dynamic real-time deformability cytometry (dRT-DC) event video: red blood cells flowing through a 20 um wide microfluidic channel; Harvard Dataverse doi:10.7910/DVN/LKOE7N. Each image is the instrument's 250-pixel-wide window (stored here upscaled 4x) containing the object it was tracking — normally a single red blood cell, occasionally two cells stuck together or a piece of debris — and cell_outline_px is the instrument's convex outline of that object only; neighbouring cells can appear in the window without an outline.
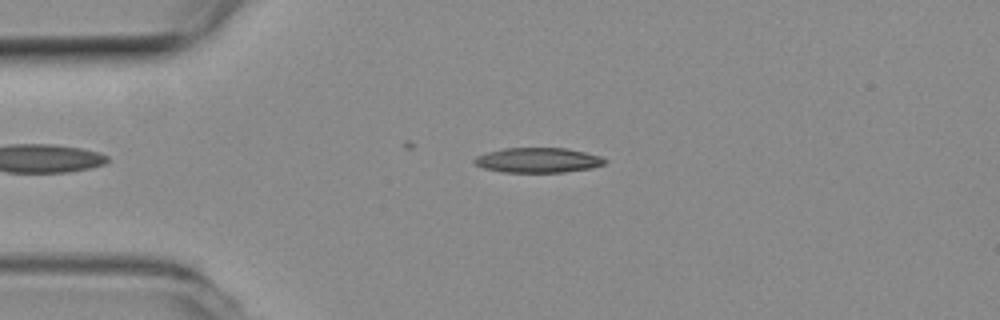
{"species": "common noctule bat (a hibernating species)", "species_latin": "Nyctalus noctula", "temperature_condition": "room temperature", "stored_images_in_passage": 4, "camera_frame_rate_fps": 3000, "um_per_image_px": 0.085, "animal": {"sex": "female", "body_mass_g": 19.3, "forearm_length_mm": 54.1}, "frame": {"image": 1, "passage_image": 2, "time_ms": 0.333, "image_size_px": [1000, 320], "cell_outline_px": [[608, 160], [604, 164], [592, 168], [564, 172], [504, 172], [484, 168], [476, 164], [472, 160], [476, 156], [488, 152], [504, 148], [568, 148], [600, 156]], "centroid_in_image_um": [45.74, 13.61], "position_along_channel_um": 39.3, "area_um2": 18.9}}
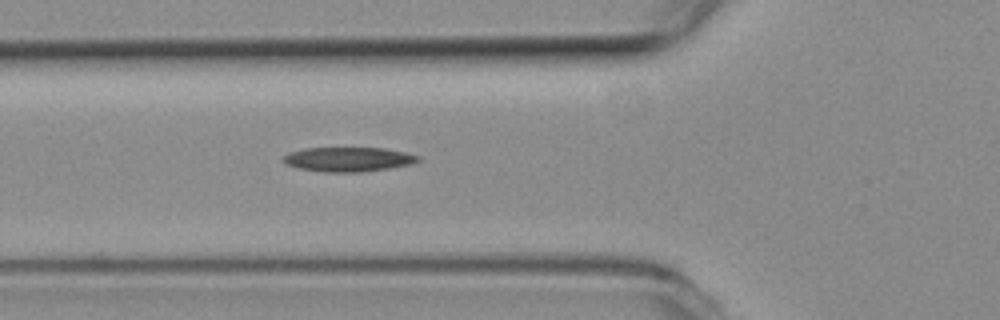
{"frame": {"image": 2, "passage_image": 4, "time_ms": 1.0, "image_size_px": [1000, 320], "cell_outline_px": [[420, 160], [412, 164], [388, 168], [360, 172], [324, 172], [300, 168], [288, 164], [280, 160], [288, 152], [304, 148], [384, 148], [404, 152], [420, 156]], "centroid_in_image_um": [29.6, 13.53], "position_along_channel_um": 96.2, "area_um2": 19.13}}